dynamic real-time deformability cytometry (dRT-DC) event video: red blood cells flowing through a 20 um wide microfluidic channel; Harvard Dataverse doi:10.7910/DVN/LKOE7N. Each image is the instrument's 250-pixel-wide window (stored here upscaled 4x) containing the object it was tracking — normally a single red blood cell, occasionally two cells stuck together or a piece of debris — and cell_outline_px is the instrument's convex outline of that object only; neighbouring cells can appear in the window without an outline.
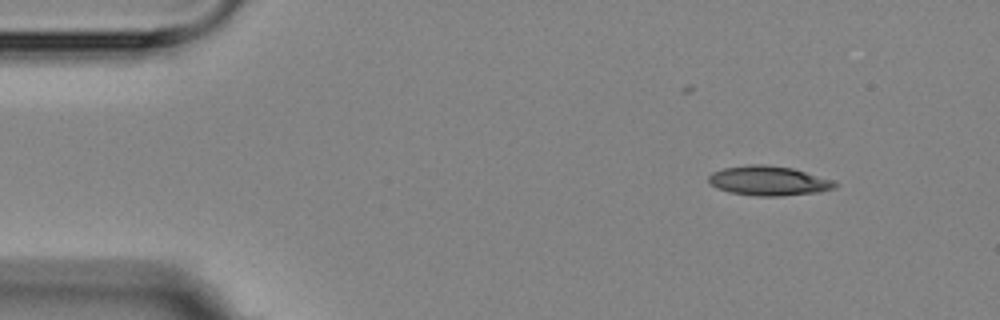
{"species": "Egyptian fruit bat (a non-hibernating species)", "species_latin": "Rousettus aegyptiacus", "temperature_condition": "room temperature", "stored_images_in_passage": 3, "camera_frame_rate_fps": 3000, "um_per_image_px": 0.085, "animal": {"sex": "female"}, "frame": {"image": 1, "passage_image": 1, "time_ms": 0.0, "image_size_px": [1000, 320], "cell_outline_px": [[836, 188], [820, 192], [780, 196], [756, 196], [728, 192], [716, 188], [708, 180], [708, 176], [712, 172], [724, 168], [748, 164], [764, 164], [792, 168], [832, 180], [836, 184]], "centroid_in_image_um": [65.3, 15.37], "position_along_channel_um": 19.7, "area_um2": 21.73}}
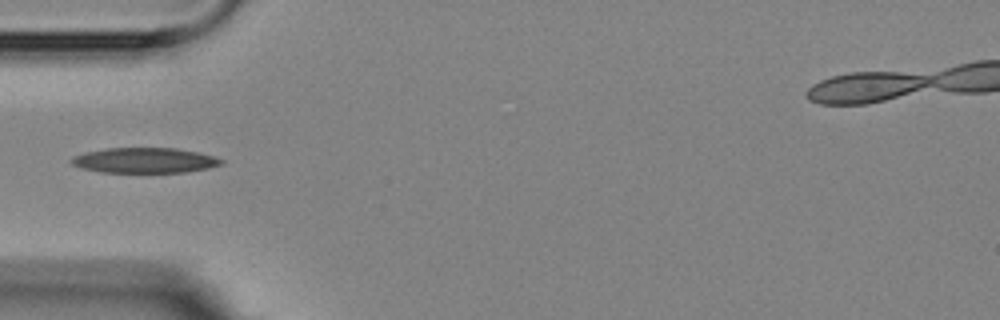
{"frame": {"image": 2, "passage_image": 3, "time_ms": 3.667, "image_size_px": [1000, 320], "cell_outline_px": [[224, 164], [208, 168], [188, 172], [100, 172], [80, 168], [72, 164], [68, 160], [72, 156], [88, 152], [108, 148], [176, 148], [196, 152], [212, 156], [224, 160]], "centroid_in_image_um": [12.28, 13.64], "position_along_channel_um": 72.7, "area_um2": 22.02}}